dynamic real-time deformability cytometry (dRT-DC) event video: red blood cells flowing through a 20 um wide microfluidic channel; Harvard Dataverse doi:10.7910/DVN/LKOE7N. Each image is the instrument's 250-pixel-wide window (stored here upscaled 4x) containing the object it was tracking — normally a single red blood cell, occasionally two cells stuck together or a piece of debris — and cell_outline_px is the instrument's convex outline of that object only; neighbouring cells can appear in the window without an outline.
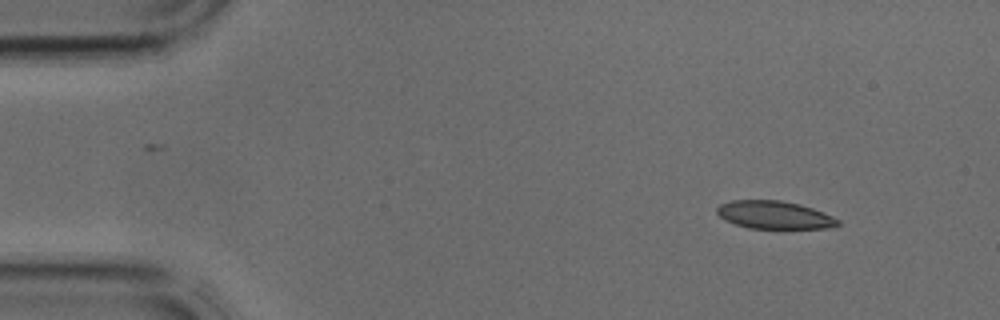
{"species": "common noctule bat (a hibernating species)", "species_latin": "Nyctalus noctula", "temperature_condition": "cold", "stored_images_in_passage": 3, "camera_frame_rate_fps": 3000, "um_per_image_px": 0.085, "animal": {"sex": "male", "body_mass_g": 17.9, "forearm_length_mm": 54.2}, "frame": {"image": 1, "passage_image": 1, "time_ms": 0.0, "image_size_px": [1000, 320], "cell_outline_px": [[840, 224], [836, 228], [748, 228], [724, 220], [716, 212], [716, 208], [720, 204], [732, 200], [780, 200], [800, 204], [824, 212], [840, 220]], "centroid_in_image_um": [65.84, 18.27], "position_along_channel_um": 19.2, "area_um2": 19.77}}
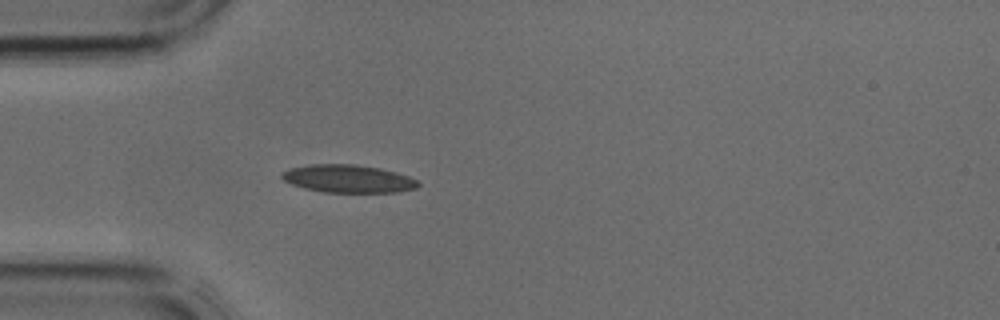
{"frame": {"image": 2, "passage_image": 3, "time_ms": 0.667, "image_size_px": [1000, 320], "cell_outline_px": [[420, 184], [416, 188], [400, 192], [324, 192], [304, 188], [292, 184], [284, 180], [280, 176], [280, 172], [288, 168], [308, 164], [356, 164], [380, 168], [396, 172], [408, 176], [416, 180]], "centroid_in_image_um": [29.56, 15.18], "position_along_channel_um": 55.4, "area_um2": 22.25}}